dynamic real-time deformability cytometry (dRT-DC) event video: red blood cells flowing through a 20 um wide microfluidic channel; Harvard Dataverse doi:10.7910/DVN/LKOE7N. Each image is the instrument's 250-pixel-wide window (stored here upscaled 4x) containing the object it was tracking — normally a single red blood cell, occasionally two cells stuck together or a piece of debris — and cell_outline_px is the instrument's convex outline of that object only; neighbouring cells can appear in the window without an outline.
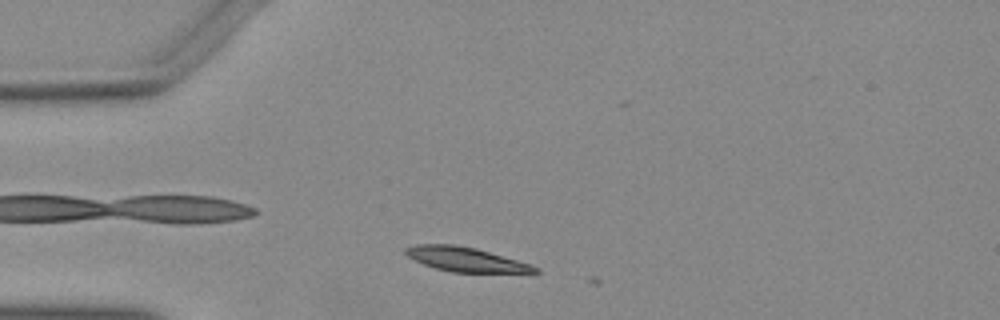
{"species": "Egyptian fruit bat (a non-hibernating species)", "species_latin": "Rousettus aegyptiacus", "temperature_condition": "warm", "stored_images_in_passage": 8, "camera_frame_rate_fps": 3000, "um_per_image_px": 0.085, "animal": {"sex": "female"}, "frame": {"image": 1, "passage_image": 4, "time_ms": 1.0, "image_size_px": [1000, 320], "cell_outline_px": [[540, 272], [452, 272], [436, 268], [424, 264], [408, 256], [404, 252], [404, 248], [416, 244], [452, 244], [476, 248], [516, 260], [528, 264], [536, 268]], "centroid_in_image_um": [39.5, 22.03], "position_along_channel_um": 45.5, "area_um2": 17.86}}